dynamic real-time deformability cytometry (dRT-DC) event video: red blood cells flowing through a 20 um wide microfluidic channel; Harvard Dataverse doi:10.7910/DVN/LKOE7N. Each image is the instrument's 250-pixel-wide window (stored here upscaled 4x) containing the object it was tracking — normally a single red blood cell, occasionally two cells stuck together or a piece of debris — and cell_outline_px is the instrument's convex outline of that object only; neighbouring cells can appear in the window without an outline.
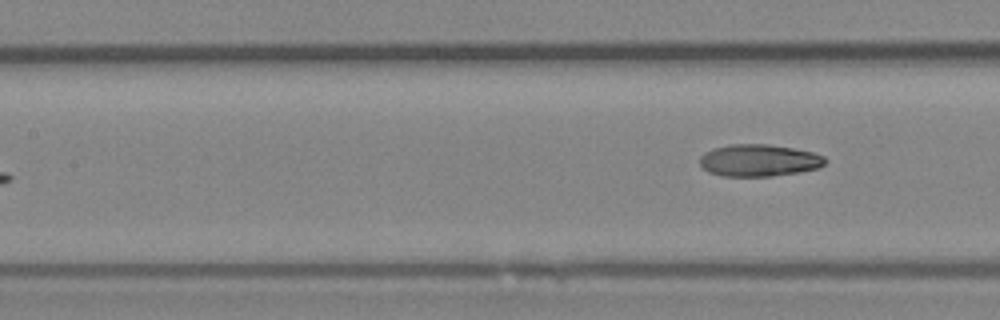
{"species": "Egyptian fruit bat (a non-hibernating species)", "species_latin": "Rousettus aegyptiacus", "temperature_condition": "room temperature", "stored_images_in_passage": 7, "segment_of_instrument_passage": [2, 2], "camera_frame_rate_fps": 3000, "um_per_image_px": 0.085, "animal": {"sex": "female"}, "frame": {"image": 1, "passage_image": 7, "time_ms": 2.0, "image_size_px": [1000, 320], "cell_outline_px": [[828, 160], [820, 168], [772, 176], [724, 176], [708, 172], [700, 164], [700, 156], [704, 152], [712, 148], [728, 144], [768, 144], [792, 148], [812, 152], [824, 156]], "centroid_in_image_um": [64.5, 13.62], "position_along_channel_um": 142.9, "area_um2": 23.47}}